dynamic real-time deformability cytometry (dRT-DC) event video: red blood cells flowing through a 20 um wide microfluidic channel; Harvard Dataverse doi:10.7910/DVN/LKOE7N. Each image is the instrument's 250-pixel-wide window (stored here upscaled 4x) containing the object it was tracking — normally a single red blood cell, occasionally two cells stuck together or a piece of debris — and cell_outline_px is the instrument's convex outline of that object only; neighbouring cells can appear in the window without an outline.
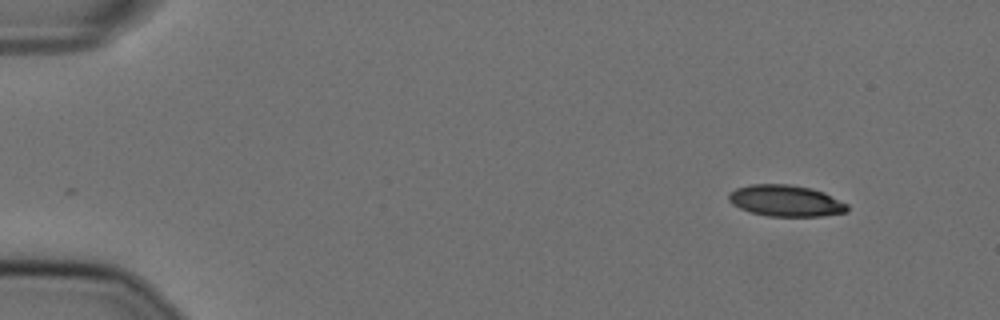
{"species": "Egyptian fruit bat (a non-hibernating species)", "species_latin": "Rousettus aegyptiacus", "temperature_condition": "cold", "stored_images_in_passage": 52, "camera_frame_rate_fps": 3000, "um_per_image_px": 0.085, "animal": {"sex": "female"}, "frame": {"image": 1, "passage_image": 1, "time_ms": 0.0, "image_size_px": [1000, 320], "cell_outline_px": [[848, 212], [820, 216], [768, 216], [752, 212], [740, 208], [732, 204], [728, 200], [728, 196], [736, 188], [752, 184], [788, 184], [812, 188], [824, 192], [848, 204]], "centroid_in_image_um": [66.81, 17.06], "position_along_channel_um": 18.2, "area_um2": 21.62}}
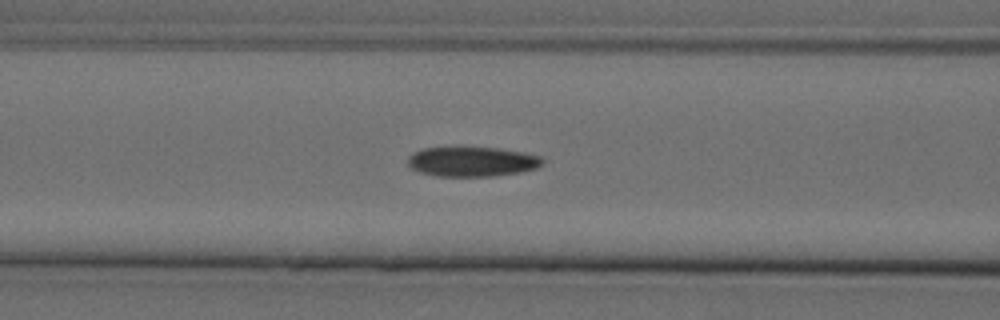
{"frame": {"image": 2, "passage_image": 19, "time_ms": 6.0, "image_size_px": [1000, 320], "cell_outline_px": [[544, 164], [536, 168], [520, 172], [492, 176], [436, 176], [420, 172], [412, 168], [408, 164], [408, 156], [412, 152], [424, 148], [496, 148], [524, 152], [540, 156], [544, 160]], "centroid_in_image_um": [40.14, 13.74], "position_along_channel_um": 126.5, "area_um2": 23.24}}
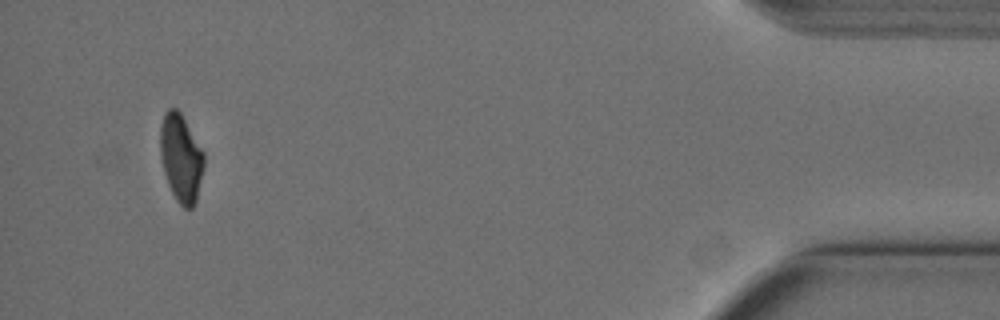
{"frame": {"image": 3, "passage_image": 49, "time_ms": 16.0, "image_size_px": [1000, 320], "cell_outline_px": [[204, 164], [196, 200], [192, 208], [184, 208], [176, 200], [168, 184], [164, 172], [160, 152], [160, 128], [164, 112], [168, 108], [176, 108], [180, 112], [204, 152]], "centroid_in_image_um": [15.37, 13.41], "position_along_channel_um": 419.8, "area_um2": 22.2}, "authors_computed_cell_mechanics": {"area_um2": 23.4668, "velocity_mm_per_s": 3.6123, "shape_relaxation_time_tau1_ms": null, "shape_relaxation_time_tau2_ms": 4.4676, "deformation_change_tau1": null, "deformation_change_tau2": 0.0966}}